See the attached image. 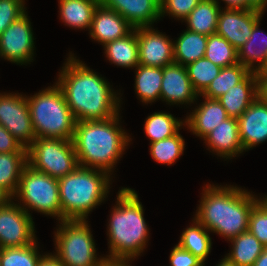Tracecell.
Returning <instances> with one entry per match:
<instances>
[{
	"instance_id": "obj_28",
	"label": "cell",
	"mask_w": 267,
	"mask_h": 266,
	"mask_svg": "<svg viewBox=\"0 0 267 266\" xmlns=\"http://www.w3.org/2000/svg\"><path fill=\"white\" fill-rule=\"evenodd\" d=\"M229 241L232 249L225 257L237 266H252L265 247L249 231L241 233Z\"/></svg>"
},
{
	"instance_id": "obj_36",
	"label": "cell",
	"mask_w": 267,
	"mask_h": 266,
	"mask_svg": "<svg viewBox=\"0 0 267 266\" xmlns=\"http://www.w3.org/2000/svg\"><path fill=\"white\" fill-rule=\"evenodd\" d=\"M37 242L29 246L1 249L0 266H38L44 255L39 254Z\"/></svg>"
},
{
	"instance_id": "obj_4",
	"label": "cell",
	"mask_w": 267,
	"mask_h": 266,
	"mask_svg": "<svg viewBox=\"0 0 267 266\" xmlns=\"http://www.w3.org/2000/svg\"><path fill=\"white\" fill-rule=\"evenodd\" d=\"M116 197L107 226L110 252L105 259L133 261L144 252L149 239L143 205L131 188H121Z\"/></svg>"
},
{
	"instance_id": "obj_16",
	"label": "cell",
	"mask_w": 267,
	"mask_h": 266,
	"mask_svg": "<svg viewBox=\"0 0 267 266\" xmlns=\"http://www.w3.org/2000/svg\"><path fill=\"white\" fill-rule=\"evenodd\" d=\"M237 121L244 151L267 140V102L260 96L237 118Z\"/></svg>"
},
{
	"instance_id": "obj_6",
	"label": "cell",
	"mask_w": 267,
	"mask_h": 266,
	"mask_svg": "<svg viewBox=\"0 0 267 266\" xmlns=\"http://www.w3.org/2000/svg\"><path fill=\"white\" fill-rule=\"evenodd\" d=\"M26 100L36 138L72 140L76 119L56 83L33 96H26Z\"/></svg>"
},
{
	"instance_id": "obj_17",
	"label": "cell",
	"mask_w": 267,
	"mask_h": 266,
	"mask_svg": "<svg viewBox=\"0 0 267 266\" xmlns=\"http://www.w3.org/2000/svg\"><path fill=\"white\" fill-rule=\"evenodd\" d=\"M106 8L115 10L133 28L151 27L161 18L160 0H99Z\"/></svg>"
},
{
	"instance_id": "obj_22",
	"label": "cell",
	"mask_w": 267,
	"mask_h": 266,
	"mask_svg": "<svg viewBox=\"0 0 267 266\" xmlns=\"http://www.w3.org/2000/svg\"><path fill=\"white\" fill-rule=\"evenodd\" d=\"M260 21L254 25L248 41L237 50L238 63L255 73L263 71L267 65V34L259 29Z\"/></svg>"
},
{
	"instance_id": "obj_31",
	"label": "cell",
	"mask_w": 267,
	"mask_h": 266,
	"mask_svg": "<svg viewBox=\"0 0 267 266\" xmlns=\"http://www.w3.org/2000/svg\"><path fill=\"white\" fill-rule=\"evenodd\" d=\"M250 73L251 72L247 68L239 63L223 67L200 97L218 99L225 94L229 88L242 82Z\"/></svg>"
},
{
	"instance_id": "obj_33",
	"label": "cell",
	"mask_w": 267,
	"mask_h": 266,
	"mask_svg": "<svg viewBox=\"0 0 267 266\" xmlns=\"http://www.w3.org/2000/svg\"><path fill=\"white\" fill-rule=\"evenodd\" d=\"M204 57L221 68L238 63L237 49L217 33L208 36Z\"/></svg>"
},
{
	"instance_id": "obj_26",
	"label": "cell",
	"mask_w": 267,
	"mask_h": 266,
	"mask_svg": "<svg viewBox=\"0 0 267 266\" xmlns=\"http://www.w3.org/2000/svg\"><path fill=\"white\" fill-rule=\"evenodd\" d=\"M208 36L189 30L183 31L177 40L173 41L174 61L176 64H187L203 58Z\"/></svg>"
},
{
	"instance_id": "obj_41",
	"label": "cell",
	"mask_w": 267,
	"mask_h": 266,
	"mask_svg": "<svg viewBox=\"0 0 267 266\" xmlns=\"http://www.w3.org/2000/svg\"><path fill=\"white\" fill-rule=\"evenodd\" d=\"M27 152L20 142L0 124V153Z\"/></svg>"
},
{
	"instance_id": "obj_45",
	"label": "cell",
	"mask_w": 267,
	"mask_h": 266,
	"mask_svg": "<svg viewBox=\"0 0 267 266\" xmlns=\"http://www.w3.org/2000/svg\"><path fill=\"white\" fill-rule=\"evenodd\" d=\"M226 3L225 9H245V0H221Z\"/></svg>"
},
{
	"instance_id": "obj_37",
	"label": "cell",
	"mask_w": 267,
	"mask_h": 266,
	"mask_svg": "<svg viewBox=\"0 0 267 266\" xmlns=\"http://www.w3.org/2000/svg\"><path fill=\"white\" fill-rule=\"evenodd\" d=\"M248 231L267 246V196L261 198L252 208L249 215Z\"/></svg>"
},
{
	"instance_id": "obj_39",
	"label": "cell",
	"mask_w": 267,
	"mask_h": 266,
	"mask_svg": "<svg viewBox=\"0 0 267 266\" xmlns=\"http://www.w3.org/2000/svg\"><path fill=\"white\" fill-rule=\"evenodd\" d=\"M201 0H160L161 17L165 14L184 20Z\"/></svg>"
},
{
	"instance_id": "obj_11",
	"label": "cell",
	"mask_w": 267,
	"mask_h": 266,
	"mask_svg": "<svg viewBox=\"0 0 267 266\" xmlns=\"http://www.w3.org/2000/svg\"><path fill=\"white\" fill-rule=\"evenodd\" d=\"M0 124L17 139L24 148L35 140L26 95L0 93Z\"/></svg>"
},
{
	"instance_id": "obj_27",
	"label": "cell",
	"mask_w": 267,
	"mask_h": 266,
	"mask_svg": "<svg viewBox=\"0 0 267 266\" xmlns=\"http://www.w3.org/2000/svg\"><path fill=\"white\" fill-rule=\"evenodd\" d=\"M135 92L148 105L160 99L163 68L139 64L136 69Z\"/></svg>"
},
{
	"instance_id": "obj_9",
	"label": "cell",
	"mask_w": 267,
	"mask_h": 266,
	"mask_svg": "<svg viewBox=\"0 0 267 266\" xmlns=\"http://www.w3.org/2000/svg\"><path fill=\"white\" fill-rule=\"evenodd\" d=\"M27 162L34 170L59 179L78 166L72 140L35 138L27 148Z\"/></svg>"
},
{
	"instance_id": "obj_25",
	"label": "cell",
	"mask_w": 267,
	"mask_h": 266,
	"mask_svg": "<svg viewBox=\"0 0 267 266\" xmlns=\"http://www.w3.org/2000/svg\"><path fill=\"white\" fill-rule=\"evenodd\" d=\"M99 0H59L60 19L64 25L75 29L90 30Z\"/></svg>"
},
{
	"instance_id": "obj_35",
	"label": "cell",
	"mask_w": 267,
	"mask_h": 266,
	"mask_svg": "<svg viewBox=\"0 0 267 266\" xmlns=\"http://www.w3.org/2000/svg\"><path fill=\"white\" fill-rule=\"evenodd\" d=\"M186 70L194 90L201 95L211 81L220 73L221 67L203 57L187 64Z\"/></svg>"
},
{
	"instance_id": "obj_49",
	"label": "cell",
	"mask_w": 267,
	"mask_h": 266,
	"mask_svg": "<svg viewBox=\"0 0 267 266\" xmlns=\"http://www.w3.org/2000/svg\"><path fill=\"white\" fill-rule=\"evenodd\" d=\"M216 266H237V265L224 256V258L220 261L218 265L216 264Z\"/></svg>"
},
{
	"instance_id": "obj_48",
	"label": "cell",
	"mask_w": 267,
	"mask_h": 266,
	"mask_svg": "<svg viewBox=\"0 0 267 266\" xmlns=\"http://www.w3.org/2000/svg\"><path fill=\"white\" fill-rule=\"evenodd\" d=\"M252 266H267V246L264 247L263 252Z\"/></svg>"
},
{
	"instance_id": "obj_20",
	"label": "cell",
	"mask_w": 267,
	"mask_h": 266,
	"mask_svg": "<svg viewBox=\"0 0 267 266\" xmlns=\"http://www.w3.org/2000/svg\"><path fill=\"white\" fill-rule=\"evenodd\" d=\"M204 98L192 112L186 116L185 125L189 131L203 139L221 122L229 118L225 108L217 99Z\"/></svg>"
},
{
	"instance_id": "obj_23",
	"label": "cell",
	"mask_w": 267,
	"mask_h": 266,
	"mask_svg": "<svg viewBox=\"0 0 267 266\" xmlns=\"http://www.w3.org/2000/svg\"><path fill=\"white\" fill-rule=\"evenodd\" d=\"M107 60L123 68H136L139 65V46L136 28L123 38L105 44Z\"/></svg>"
},
{
	"instance_id": "obj_12",
	"label": "cell",
	"mask_w": 267,
	"mask_h": 266,
	"mask_svg": "<svg viewBox=\"0 0 267 266\" xmlns=\"http://www.w3.org/2000/svg\"><path fill=\"white\" fill-rule=\"evenodd\" d=\"M34 40L26 11L0 35V57L17 65L29 64L34 56Z\"/></svg>"
},
{
	"instance_id": "obj_29",
	"label": "cell",
	"mask_w": 267,
	"mask_h": 266,
	"mask_svg": "<svg viewBox=\"0 0 267 266\" xmlns=\"http://www.w3.org/2000/svg\"><path fill=\"white\" fill-rule=\"evenodd\" d=\"M192 221L181 234L178 244L205 262L212 249V240L209 231L195 217Z\"/></svg>"
},
{
	"instance_id": "obj_42",
	"label": "cell",
	"mask_w": 267,
	"mask_h": 266,
	"mask_svg": "<svg viewBox=\"0 0 267 266\" xmlns=\"http://www.w3.org/2000/svg\"><path fill=\"white\" fill-rule=\"evenodd\" d=\"M257 75L259 96L267 102V71H260Z\"/></svg>"
},
{
	"instance_id": "obj_15",
	"label": "cell",
	"mask_w": 267,
	"mask_h": 266,
	"mask_svg": "<svg viewBox=\"0 0 267 266\" xmlns=\"http://www.w3.org/2000/svg\"><path fill=\"white\" fill-rule=\"evenodd\" d=\"M200 95L194 90L186 67L173 63L163 67L160 99L166 104H194Z\"/></svg>"
},
{
	"instance_id": "obj_14",
	"label": "cell",
	"mask_w": 267,
	"mask_h": 266,
	"mask_svg": "<svg viewBox=\"0 0 267 266\" xmlns=\"http://www.w3.org/2000/svg\"><path fill=\"white\" fill-rule=\"evenodd\" d=\"M139 46V64L165 67L175 63L173 41L154 27L136 28Z\"/></svg>"
},
{
	"instance_id": "obj_8",
	"label": "cell",
	"mask_w": 267,
	"mask_h": 266,
	"mask_svg": "<svg viewBox=\"0 0 267 266\" xmlns=\"http://www.w3.org/2000/svg\"><path fill=\"white\" fill-rule=\"evenodd\" d=\"M14 197L20 200L18 205L28 214L31 209L47 216L57 217L59 221L65 220L62 217L58 179L36 171L28 164L22 170L13 199Z\"/></svg>"
},
{
	"instance_id": "obj_43",
	"label": "cell",
	"mask_w": 267,
	"mask_h": 266,
	"mask_svg": "<svg viewBox=\"0 0 267 266\" xmlns=\"http://www.w3.org/2000/svg\"><path fill=\"white\" fill-rule=\"evenodd\" d=\"M266 6L267 0H245V9H255L264 13Z\"/></svg>"
},
{
	"instance_id": "obj_10",
	"label": "cell",
	"mask_w": 267,
	"mask_h": 266,
	"mask_svg": "<svg viewBox=\"0 0 267 266\" xmlns=\"http://www.w3.org/2000/svg\"><path fill=\"white\" fill-rule=\"evenodd\" d=\"M33 217L11 200L0 207V248L29 246L37 238Z\"/></svg>"
},
{
	"instance_id": "obj_34",
	"label": "cell",
	"mask_w": 267,
	"mask_h": 266,
	"mask_svg": "<svg viewBox=\"0 0 267 266\" xmlns=\"http://www.w3.org/2000/svg\"><path fill=\"white\" fill-rule=\"evenodd\" d=\"M185 142L179 131L164 140L150 144V155L161 164L172 165L184 153Z\"/></svg>"
},
{
	"instance_id": "obj_1",
	"label": "cell",
	"mask_w": 267,
	"mask_h": 266,
	"mask_svg": "<svg viewBox=\"0 0 267 266\" xmlns=\"http://www.w3.org/2000/svg\"><path fill=\"white\" fill-rule=\"evenodd\" d=\"M56 84L76 121L106 120L120 113V96L74 54L69 53Z\"/></svg>"
},
{
	"instance_id": "obj_18",
	"label": "cell",
	"mask_w": 267,
	"mask_h": 266,
	"mask_svg": "<svg viewBox=\"0 0 267 266\" xmlns=\"http://www.w3.org/2000/svg\"><path fill=\"white\" fill-rule=\"evenodd\" d=\"M134 28L115 10L99 4L93 14L90 38L102 46L128 35Z\"/></svg>"
},
{
	"instance_id": "obj_40",
	"label": "cell",
	"mask_w": 267,
	"mask_h": 266,
	"mask_svg": "<svg viewBox=\"0 0 267 266\" xmlns=\"http://www.w3.org/2000/svg\"><path fill=\"white\" fill-rule=\"evenodd\" d=\"M171 266H204L205 263L190 251L176 244L169 256Z\"/></svg>"
},
{
	"instance_id": "obj_32",
	"label": "cell",
	"mask_w": 267,
	"mask_h": 266,
	"mask_svg": "<svg viewBox=\"0 0 267 266\" xmlns=\"http://www.w3.org/2000/svg\"><path fill=\"white\" fill-rule=\"evenodd\" d=\"M185 125V120L177 119L171 113L154 112L145 121L144 130L150 143L175 135Z\"/></svg>"
},
{
	"instance_id": "obj_46",
	"label": "cell",
	"mask_w": 267,
	"mask_h": 266,
	"mask_svg": "<svg viewBox=\"0 0 267 266\" xmlns=\"http://www.w3.org/2000/svg\"><path fill=\"white\" fill-rule=\"evenodd\" d=\"M99 266H131L129 260L105 259Z\"/></svg>"
},
{
	"instance_id": "obj_5",
	"label": "cell",
	"mask_w": 267,
	"mask_h": 266,
	"mask_svg": "<svg viewBox=\"0 0 267 266\" xmlns=\"http://www.w3.org/2000/svg\"><path fill=\"white\" fill-rule=\"evenodd\" d=\"M111 175L78 166L58 179L62 217L65 220H87L88 214L108 197Z\"/></svg>"
},
{
	"instance_id": "obj_24",
	"label": "cell",
	"mask_w": 267,
	"mask_h": 266,
	"mask_svg": "<svg viewBox=\"0 0 267 266\" xmlns=\"http://www.w3.org/2000/svg\"><path fill=\"white\" fill-rule=\"evenodd\" d=\"M221 9L218 0H201L183 20L187 30L205 36L215 34Z\"/></svg>"
},
{
	"instance_id": "obj_3",
	"label": "cell",
	"mask_w": 267,
	"mask_h": 266,
	"mask_svg": "<svg viewBox=\"0 0 267 266\" xmlns=\"http://www.w3.org/2000/svg\"><path fill=\"white\" fill-rule=\"evenodd\" d=\"M119 113L106 120L76 121L72 138L80 167L109 175L131 140L119 123Z\"/></svg>"
},
{
	"instance_id": "obj_47",
	"label": "cell",
	"mask_w": 267,
	"mask_h": 266,
	"mask_svg": "<svg viewBox=\"0 0 267 266\" xmlns=\"http://www.w3.org/2000/svg\"><path fill=\"white\" fill-rule=\"evenodd\" d=\"M13 199V196L2 186H0V207L8 204Z\"/></svg>"
},
{
	"instance_id": "obj_13",
	"label": "cell",
	"mask_w": 267,
	"mask_h": 266,
	"mask_svg": "<svg viewBox=\"0 0 267 266\" xmlns=\"http://www.w3.org/2000/svg\"><path fill=\"white\" fill-rule=\"evenodd\" d=\"M263 12L255 9L220 10L216 33L225 38L237 50L251 36L254 25L261 20Z\"/></svg>"
},
{
	"instance_id": "obj_44",
	"label": "cell",
	"mask_w": 267,
	"mask_h": 266,
	"mask_svg": "<svg viewBox=\"0 0 267 266\" xmlns=\"http://www.w3.org/2000/svg\"><path fill=\"white\" fill-rule=\"evenodd\" d=\"M38 266H64L52 253L45 254Z\"/></svg>"
},
{
	"instance_id": "obj_19",
	"label": "cell",
	"mask_w": 267,
	"mask_h": 266,
	"mask_svg": "<svg viewBox=\"0 0 267 266\" xmlns=\"http://www.w3.org/2000/svg\"><path fill=\"white\" fill-rule=\"evenodd\" d=\"M203 139L209 151L223 159H231L244 152L239 137L238 121L234 117L221 122Z\"/></svg>"
},
{
	"instance_id": "obj_21",
	"label": "cell",
	"mask_w": 267,
	"mask_h": 266,
	"mask_svg": "<svg viewBox=\"0 0 267 266\" xmlns=\"http://www.w3.org/2000/svg\"><path fill=\"white\" fill-rule=\"evenodd\" d=\"M258 96V75L251 72L242 82L229 88L217 100L229 117L239 118Z\"/></svg>"
},
{
	"instance_id": "obj_7",
	"label": "cell",
	"mask_w": 267,
	"mask_h": 266,
	"mask_svg": "<svg viewBox=\"0 0 267 266\" xmlns=\"http://www.w3.org/2000/svg\"><path fill=\"white\" fill-rule=\"evenodd\" d=\"M54 235L53 254L64 266H99L105 257H97L95 241L87 220H62Z\"/></svg>"
},
{
	"instance_id": "obj_30",
	"label": "cell",
	"mask_w": 267,
	"mask_h": 266,
	"mask_svg": "<svg viewBox=\"0 0 267 266\" xmlns=\"http://www.w3.org/2000/svg\"><path fill=\"white\" fill-rule=\"evenodd\" d=\"M27 164V152L0 153V186L12 196L17 191L22 170Z\"/></svg>"
},
{
	"instance_id": "obj_2",
	"label": "cell",
	"mask_w": 267,
	"mask_h": 266,
	"mask_svg": "<svg viewBox=\"0 0 267 266\" xmlns=\"http://www.w3.org/2000/svg\"><path fill=\"white\" fill-rule=\"evenodd\" d=\"M195 218L210 232L228 241L248 231L249 215L259 202L255 194L234 185L204 186Z\"/></svg>"
},
{
	"instance_id": "obj_38",
	"label": "cell",
	"mask_w": 267,
	"mask_h": 266,
	"mask_svg": "<svg viewBox=\"0 0 267 266\" xmlns=\"http://www.w3.org/2000/svg\"><path fill=\"white\" fill-rule=\"evenodd\" d=\"M25 0H0V35L26 12Z\"/></svg>"
}]
</instances>
